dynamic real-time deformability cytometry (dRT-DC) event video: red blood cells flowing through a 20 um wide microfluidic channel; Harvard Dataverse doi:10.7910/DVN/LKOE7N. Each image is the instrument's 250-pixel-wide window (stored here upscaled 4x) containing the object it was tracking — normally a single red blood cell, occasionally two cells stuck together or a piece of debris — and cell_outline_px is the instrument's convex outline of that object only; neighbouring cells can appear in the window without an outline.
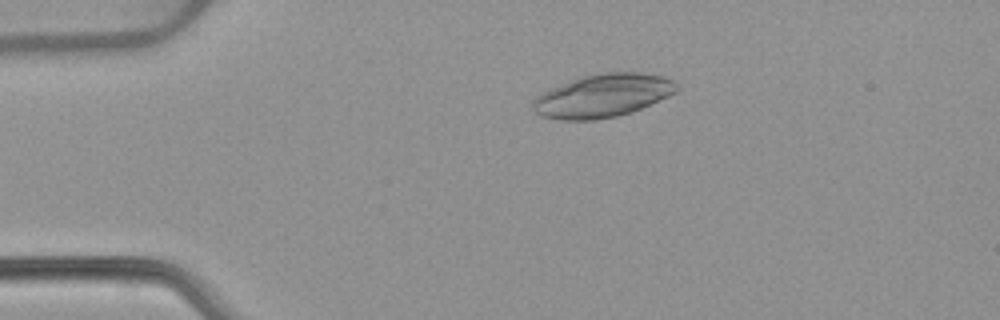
{"species": "common noctule bat (a hibernating species)", "species_latin": "Nyctalus noctula", "temperature_condition": "warm", "stored_images_in_passage": 52, "camera_frame_rate_fps": 3000, "um_per_image_px": 0.085, "animal": {"sex": "female", "body_mass_g": 22.7, "forearm_length_mm": 54.2}, "frame": {"image": 1, "passage_image": 11, "time_ms": 3.333, "image_size_px": [1000, 320], "cell_outline_px": [[680, 88], [676, 92], [668, 96], [632, 112], [616, 116], [596, 120], [560, 120], [540, 116], [532, 108], [532, 100], [536, 96], [548, 88], [580, 76], [600, 72], [640, 72], [664, 76], [680, 84]], "centroid_in_image_um": [51.22, 8.12], "position_along_channel_um": 33.8, "area_um2": 36.7}}